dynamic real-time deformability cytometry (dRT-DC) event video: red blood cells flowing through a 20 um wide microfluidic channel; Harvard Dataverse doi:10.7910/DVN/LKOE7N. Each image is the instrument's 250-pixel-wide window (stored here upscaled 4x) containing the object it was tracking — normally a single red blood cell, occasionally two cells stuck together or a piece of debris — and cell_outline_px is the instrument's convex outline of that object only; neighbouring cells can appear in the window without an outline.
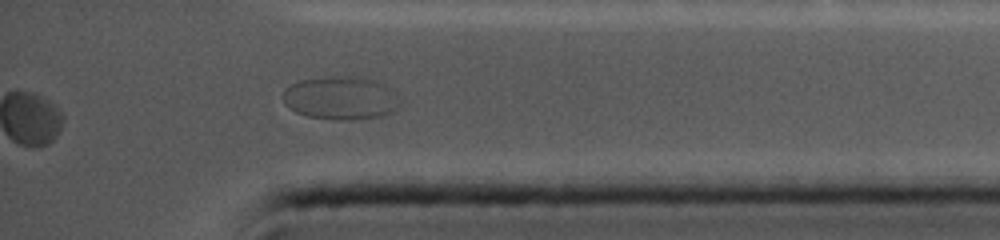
{"species": "common noctule bat (a hibernating species)", "species_latin": "Nyctalus noctula", "temperature_condition": "cold", "stored_images_in_passage": 68, "segment_of_instrument_passage": [2, 2], "camera_frame_rate_fps": 5000, "um_per_image_px": 0.085, "animal": {"sex": "female", "body_mass_g": 19.0, "forearm_length_mm": 56.7}, "frame": {"image": 1, "passage_image": 68, "time_ms": 10.8, "image_size_px": [1000, 240], "cell_outline_px": [[400, 104], [392, 112], [380, 116], [352, 120], [336, 120], [308, 116], [296, 112], [284, 104], [284, 88], [300, 80], [332, 76], [368, 76], [384, 84], [400, 100]], "centroid_in_image_um": [28.96, 8.32], "position_along_channel_um": 406.2, "area_um2": 29.59}}